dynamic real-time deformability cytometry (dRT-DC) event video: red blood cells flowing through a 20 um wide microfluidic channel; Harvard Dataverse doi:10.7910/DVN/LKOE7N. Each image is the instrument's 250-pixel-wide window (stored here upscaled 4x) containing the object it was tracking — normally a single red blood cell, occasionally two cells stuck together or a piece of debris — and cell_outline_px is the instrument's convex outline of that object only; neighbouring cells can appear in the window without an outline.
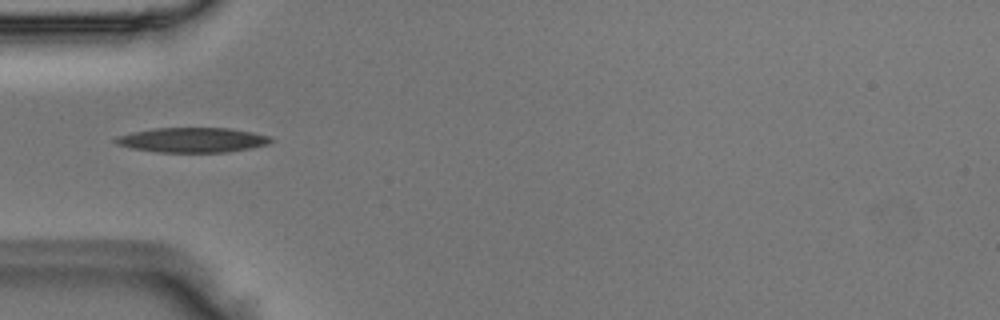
{"species": "Egyptian fruit bat (a non-hibernating species)", "species_latin": "Rousettus aegyptiacus", "temperature_condition": "room temperature", "stored_images_in_passage": 4, "camera_frame_rate_fps": 3000, "um_per_image_px": 0.085, "animal": {"sex": "male"}, "frame": {"image": 1, "passage_image": 3, "time_ms": 0.667, "image_size_px": [1000, 320], "cell_outline_px": [[272, 140], [268, 144], [252, 148], [228, 152], [156, 152], [132, 148], [116, 144], [112, 140], [116, 136], [132, 132], [152, 128], [228, 128], [252, 132], [272, 136]], "centroid_in_image_um": [16.34, 11.9], "position_along_channel_um": 68.7, "area_um2": 22.6}}
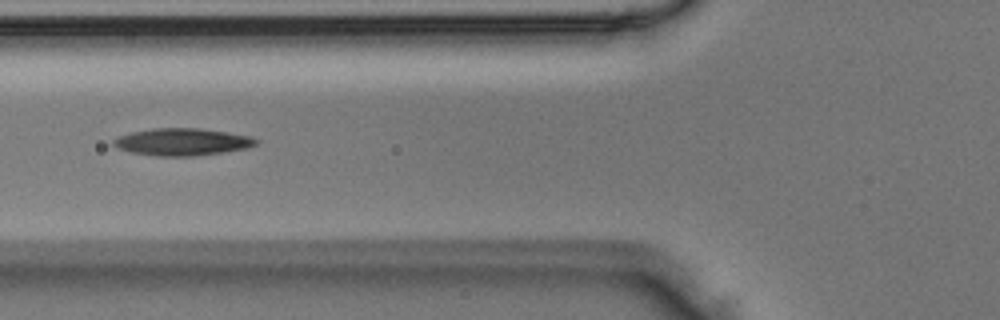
{"frame": {"image": 2, "passage_image": 4, "time_ms": 1.0, "image_size_px": [1000, 320], "cell_outline_px": [[260, 144], [244, 148], [224, 152], [192, 156], [156, 156], [132, 152], [120, 148], [112, 144], [112, 140], [120, 136], [132, 132], [152, 128], [200, 128], [228, 132], [252, 136], [260, 140]], "centroid_in_image_um": [15.55, 12.05], "position_along_channel_um": 110.3, "area_um2": 22.6}}